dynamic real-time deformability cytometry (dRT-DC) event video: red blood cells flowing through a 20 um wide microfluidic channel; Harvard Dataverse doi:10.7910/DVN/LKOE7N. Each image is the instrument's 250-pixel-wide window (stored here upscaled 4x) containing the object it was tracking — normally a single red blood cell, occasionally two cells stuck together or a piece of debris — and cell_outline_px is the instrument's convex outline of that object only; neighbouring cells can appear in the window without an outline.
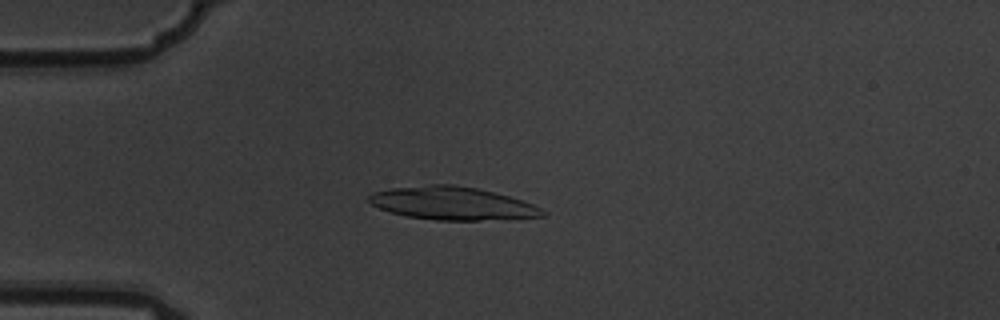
{"species": "common noctule bat (a hibernating species)", "species_latin": "Nyctalus noctula", "temperature_condition": "warm", "stored_images_in_passage": 2, "camera_frame_rate_fps": 3000, "um_per_image_px": 0.085, "animal": {"sex": "male", "body_mass_g": 19.5, "forearm_length_mm": 54.6}, "frame": {"image": 1, "passage_image": 2, "time_ms": 0.333, "image_size_px": [1000, 320], "cell_outline_px": [[548, 212], [544, 216], [480, 220], [436, 220], [404, 216], [380, 208], [372, 204], [368, 200], [368, 196], [372, 192], [392, 188], [428, 184], [452, 184], [476, 188], [508, 196], [532, 204]], "centroid_in_image_um": [38.41, 17.28], "position_along_channel_um": 46.6, "area_um2": 33.12}}